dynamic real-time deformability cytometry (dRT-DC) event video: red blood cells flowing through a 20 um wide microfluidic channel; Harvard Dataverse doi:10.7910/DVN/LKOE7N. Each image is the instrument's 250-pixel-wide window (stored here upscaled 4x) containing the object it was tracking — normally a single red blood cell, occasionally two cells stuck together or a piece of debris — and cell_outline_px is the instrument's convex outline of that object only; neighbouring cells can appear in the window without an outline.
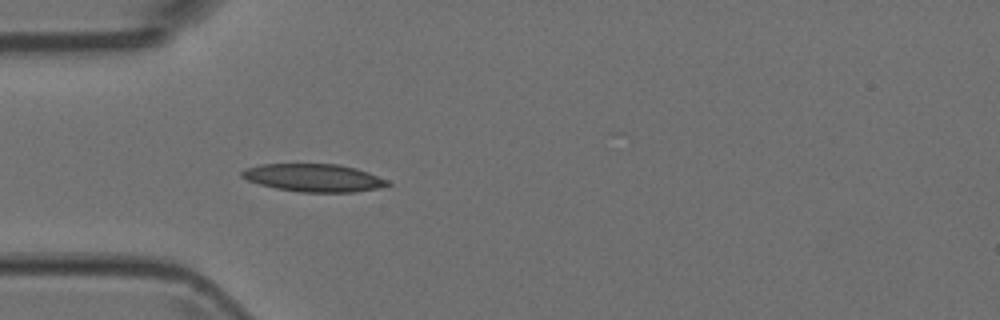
{"species": "Egyptian fruit bat (a non-hibernating species)", "species_latin": "Rousettus aegyptiacus", "temperature_condition": "room temperature", "stored_images_in_passage": 3, "camera_frame_rate_fps": 3000, "um_per_image_px": 0.085, "animal": {"sex": "female"}, "frame": {"image": 1, "passage_image": 3, "time_ms": 0.667, "image_size_px": [1000, 320], "cell_outline_px": [[392, 184], [380, 188], [356, 192], [300, 192], [276, 188], [260, 184], [248, 180], [240, 176], [240, 172], [244, 168], [260, 164], [340, 164], [356, 168], [368, 172], [388, 180]], "centroid_in_image_um": [26.68, 15.11], "position_along_channel_um": 58.3, "area_um2": 23.76}}